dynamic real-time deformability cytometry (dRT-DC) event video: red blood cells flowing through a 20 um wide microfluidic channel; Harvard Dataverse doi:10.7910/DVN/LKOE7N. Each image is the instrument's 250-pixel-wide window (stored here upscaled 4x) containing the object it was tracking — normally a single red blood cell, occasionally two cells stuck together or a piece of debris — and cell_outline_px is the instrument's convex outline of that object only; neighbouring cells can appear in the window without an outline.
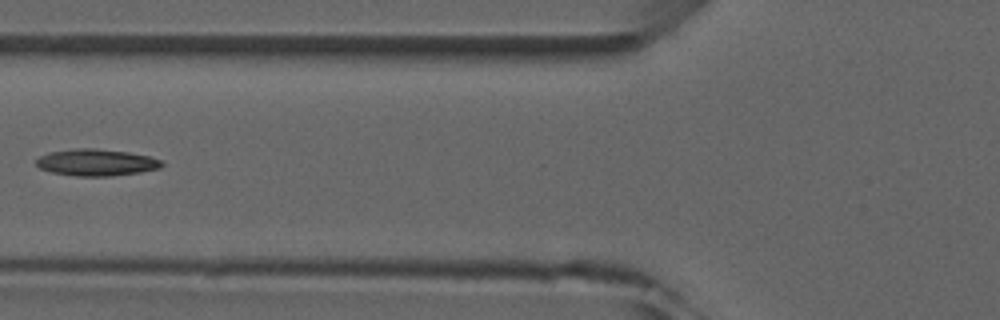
{"species": "common noctule bat (a hibernating species)", "species_latin": "Nyctalus noctula", "temperature_condition": "room temperature", "stored_images_in_passage": 7, "camera_frame_rate_fps": 3000, "um_per_image_px": 0.085, "animal": {"sex": "male", "forearm_length_mm": 52.5}, "frame": {"image": 1, "passage_image": 5, "time_ms": 5.0, "image_size_px": [1000, 320], "cell_outline_px": [[164, 164], [160, 168], [140, 172], [108, 176], [76, 176], [52, 172], [40, 168], [36, 164], [36, 160], [40, 156], [48, 152], [76, 148], [96, 148], [128, 152], [148, 156], [160, 160]], "centroid_in_image_um": [8.17, 13.8], "position_along_channel_um": 117.6, "area_um2": 19.48}}
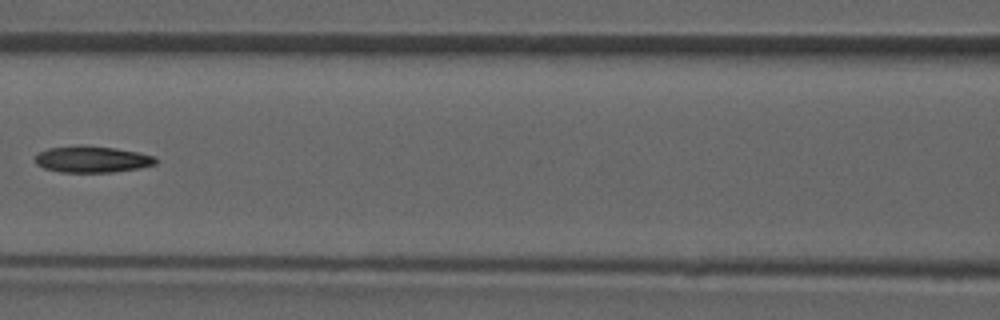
{"frame": {"image": 2, "passage_image": 6, "time_ms": 6.0, "image_size_px": [1000, 320], "cell_outline_px": [[156, 164], [140, 168], [112, 172], [60, 172], [44, 168], [36, 164], [36, 156], [40, 152], [48, 148], [116, 148], [156, 156]], "centroid_in_image_um": [7.88, 13.59], "position_along_channel_um": 158.7, "area_um2": 17.69}}